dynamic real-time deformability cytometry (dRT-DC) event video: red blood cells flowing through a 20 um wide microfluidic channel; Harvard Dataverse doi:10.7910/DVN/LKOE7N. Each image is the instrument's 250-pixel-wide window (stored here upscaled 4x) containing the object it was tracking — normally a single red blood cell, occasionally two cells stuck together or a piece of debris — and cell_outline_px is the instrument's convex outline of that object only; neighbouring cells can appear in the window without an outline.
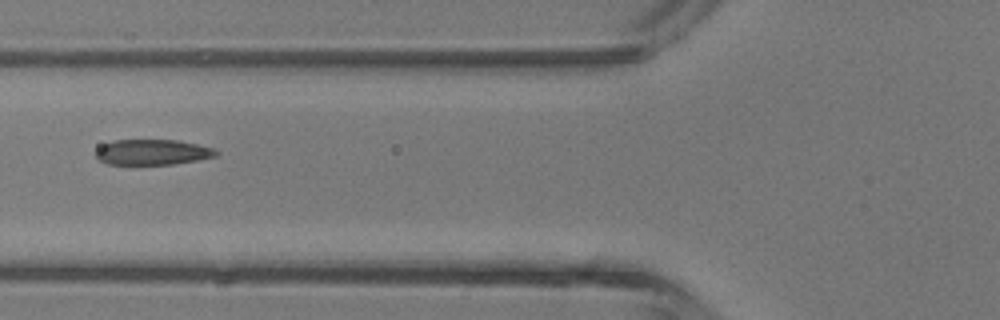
{"species": "common noctule bat (a hibernating species)", "species_latin": "Nyctalus noctula", "temperature_condition": "room temperature", "stored_images_in_passage": 5, "camera_frame_rate_fps": 3000, "um_per_image_px": 0.085, "animal": {"sex": "male", "body_mass_g": 13.3}, "frame": {"image": 1, "passage_image": 5, "time_ms": 5.0, "image_size_px": [1000, 320], "cell_outline_px": [[220, 152], [216, 156], [196, 160], [172, 164], [108, 164], [100, 160], [96, 156], [96, 148], [112, 140], [176, 140], [216, 148]], "centroid_in_image_um": [12.97, 12.92], "position_along_channel_um": 112.8, "area_um2": 17.8}}